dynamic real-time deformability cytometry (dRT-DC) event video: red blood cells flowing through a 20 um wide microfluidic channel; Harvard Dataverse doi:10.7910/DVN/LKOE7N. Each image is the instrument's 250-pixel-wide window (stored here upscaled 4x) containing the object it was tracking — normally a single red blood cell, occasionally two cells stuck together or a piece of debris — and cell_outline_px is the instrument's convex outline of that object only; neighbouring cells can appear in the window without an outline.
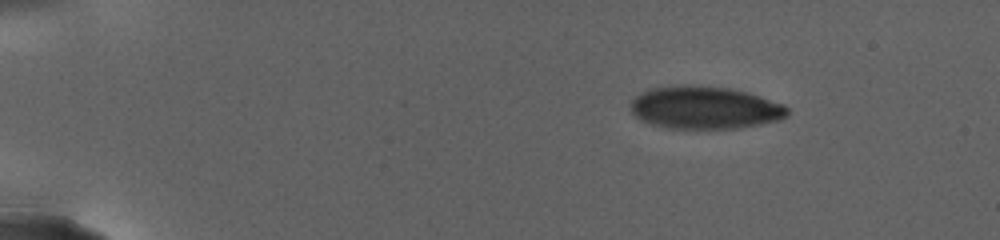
{"species": "human", "species_latin": "Homo sapiens", "temperature_condition": "warm", "stored_images_in_passage": 36, "camera_frame_rate_fps": 3000, "um_per_image_px": 0.085, "donor": {"sex": "female"}, "frame": {"image": 1, "passage_image": 1, "time_ms": 0.0, "image_size_px": [1000, 240], "cell_outline_px": [[788, 116], [780, 120], [760, 124], [736, 128], [668, 128], [652, 124], [640, 120], [632, 112], [628, 104], [640, 92], [652, 88], [684, 84], [732, 88], [748, 92], [784, 104], [788, 108]], "centroid_in_image_um": [59.9, 9.14], "position_along_channel_um": 25.1, "area_um2": 39.19}}
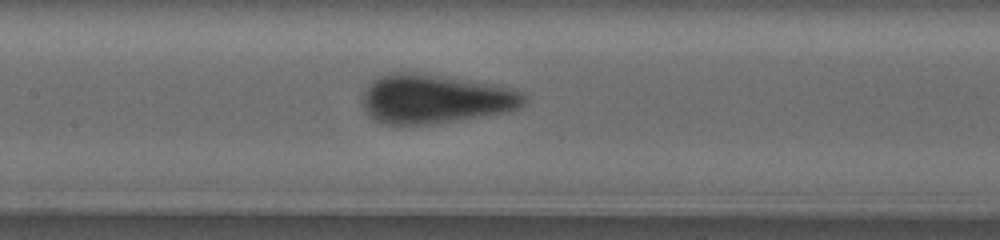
{"frame": {"image": 2, "passage_image": 16, "time_ms": 10.0, "image_size_px": [1000, 240], "cell_outline_px": [[528, 100], [520, 108], [508, 112], [428, 124], [400, 128], [396, 128], [380, 124], [364, 108], [364, 92], [368, 84], [372, 80], [384, 72], [412, 72], [448, 76], [520, 88], [528, 96]], "centroid_in_image_um": [37.03, 8.41], "position_along_channel_um": 170.4, "area_um2": 47.63}}
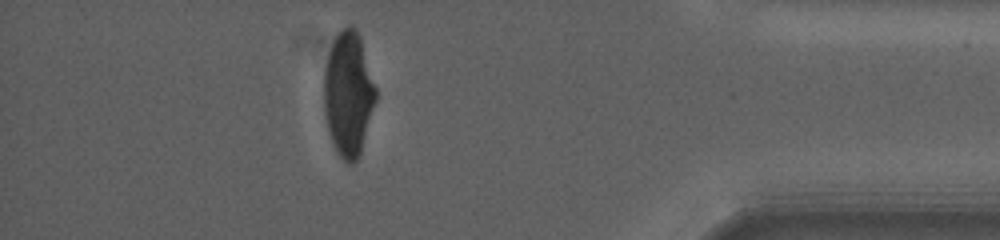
{"frame": {"image": 3, "passage_image": 31, "time_ms": 20.667, "image_size_px": [1000, 240], "cell_outline_px": [[376, 100], [360, 152], [356, 160], [352, 164], [348, 164], [336, 152], [332, 144], [328, 132], [324, 112], [324, 72], [328, 56], [332, 44], [340, 28], [348, 24], [352, 24], [356, 28], [360, 36], [376, 88]], "centroid_in_image_um": [29.6, 7.96], "position_along_channel_um": 405.6, "area_um2": 37.57}, "authors_computed_cell_mechanics": {"area_um2": 44.1303, "velocity_mm_per_s": 2.5313, "shape_relaxation_time_tau1_ms": 5.2906, "shape_relaxation_time_tau2_ms": null, "deformation_change_tau1": 0.1651, "deformation_change_tau2": null}}